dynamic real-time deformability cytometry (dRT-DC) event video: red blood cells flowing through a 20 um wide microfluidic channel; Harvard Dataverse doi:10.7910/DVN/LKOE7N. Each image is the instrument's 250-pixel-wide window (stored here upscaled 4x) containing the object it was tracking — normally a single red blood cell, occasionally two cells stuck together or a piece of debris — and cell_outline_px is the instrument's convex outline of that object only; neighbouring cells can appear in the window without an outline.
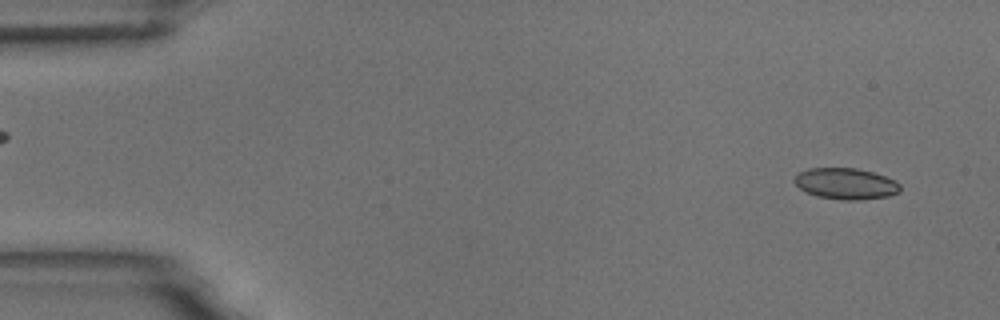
{"species": "common noctule bat (a hibernating species)", "species_latin": "Nyctalus noctula", "temperature_condition": "room temperature", "stored_images_in_passage": 54, "camera_frame_rate_fps": 3000, "um_per_image_px": 0.085, "animal": {"sex": "male", "body_mass_g": 18.8}, "frame": {"image": 1, "passage_image": 3, "time_ms": 0.667, "image_size_px": [1000, 320], "cell_outline_px": [[900, 192], [888, 196], [860, 200], [840, 200], [816, 196], [800, 188], [792, 180], [800, 172], [808, 168], [856, 168], [872, 172], [884, 176], [900, 184]], "centroid_in_image_um": [71.88, 15.62], "position_along_channel_um": 13.1, "area_um2": 19.13}}
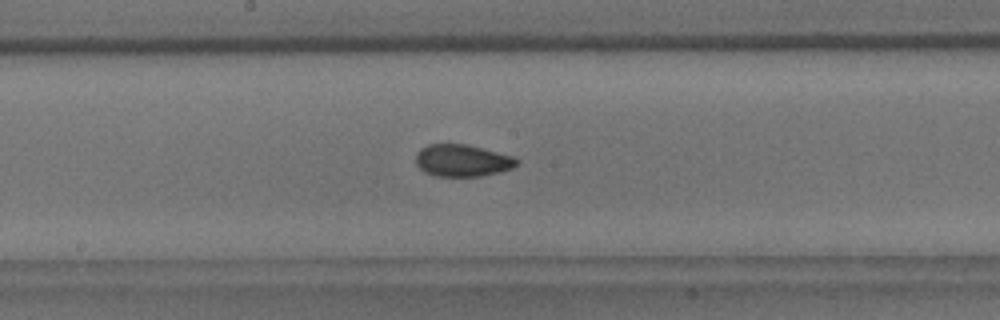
{"frame": {"image": 2, "passage_image": 28, "time_ms": 9.0, "image_size_px": [1000, 320], "cell_outline_px": [[520, 164], [512, 168], [500, 172], [480, 176], [436, 176], [424, 172], [416, 164], [416, 156], [420, 148], [428, 144], [464, 144], [512, 156], [520, 160]], "centroid_in_image_um": [39.3, 13.65], "position_along_channel_um": 208.9, "area_um2": 18.79}}
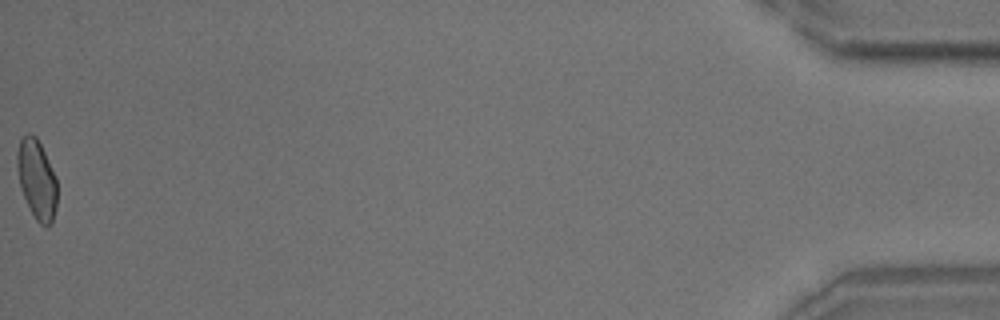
{"frame": {"image": 3, "passage_image": 54, "time_ms": 17.667, "image_size_px": [1000, 320], "cell_outline_px": [[56, 208], [52, 224], [48, 228], [44, 228], [36, 220], [24, 196], [20, 184], [16, 160], [16, 152], [20, 140], [28, 132], [36, 136], [56, 176]], "centroid_in_image_um": [3.13, 15.27], "position_along_channel_um": 432.1, "area_um2": 18.44}, "authors_computed_cell_mechanics": {"area_um2": 18.9006, "velocity_mm_per_s": 3.7216, "shape_relaxation_time_tau1_ms": 4.4641, "shape_relaxation_time_tau2_ms": 1.8102, "deformation_change_tau1": 0.0963, "deformation_change_tau2": 0.0487}}